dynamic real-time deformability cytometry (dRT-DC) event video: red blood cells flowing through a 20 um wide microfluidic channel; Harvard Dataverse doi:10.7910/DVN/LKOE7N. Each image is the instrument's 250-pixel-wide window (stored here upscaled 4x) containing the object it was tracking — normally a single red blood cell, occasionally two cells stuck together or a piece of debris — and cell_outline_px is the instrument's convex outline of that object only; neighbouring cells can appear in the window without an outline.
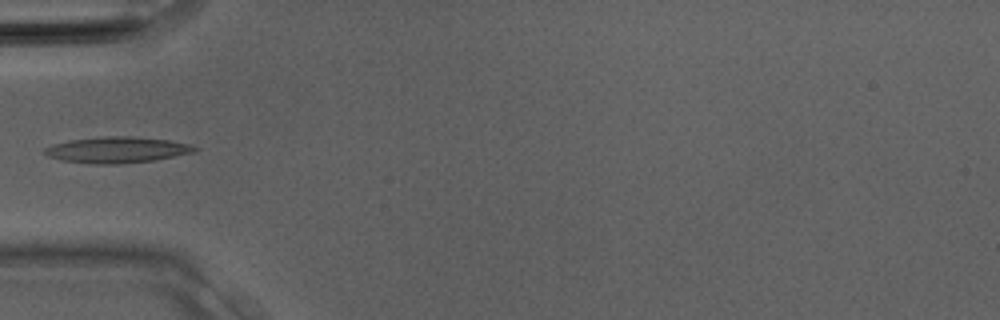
{"species": "Egyptian fruit bat (a non-hibernating species)", "species_latin": "Rousettus aegyptiacus", "temperature_condition": "room temperature", "stored_images_in_passage": 33, "camera_frame_rate_fps": 3000, "um_per_image_px": 0.085, "animal": {"sex": "male"}, "frame": {"image": 1, "passage_image": 11, "time_ms": 3.333, "image_size_px": [1000, 320], "cell_outline_px": [[200, 148], [196, 152], [156, 160], [120, 164], [92, 164], [60, 160], [48, 156], [44, 152], [44, 148], [52, 144], [68, 140], [100, 136], [128, 136], [168, 140], [188, 144]], "centroid_in_image_um": [9.93, 12.74], "position_along_channel_um": 75.1, "area_um2": 23.0}}
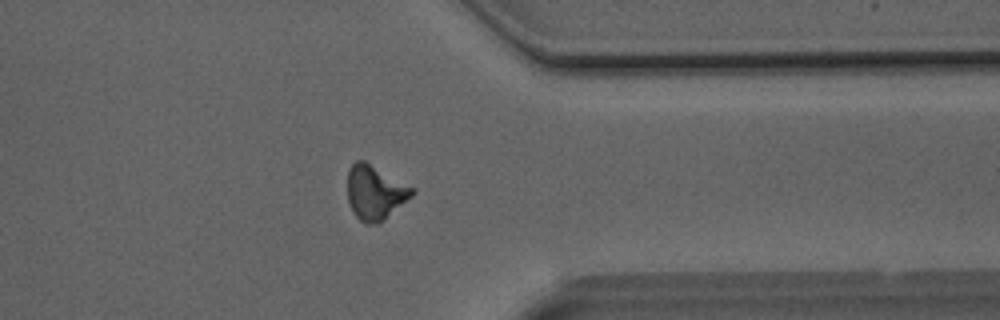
{"frame": {"image": 2, "passage_image": 26, "time_ms": 8.333, "image_size_px": [1000, 320], "cell_outline_px": [[416, 192], [412, 196], [384, 220], [376, 224], [364, 224], [352, 212], [348, 200], [348, 168], [356, 160], [364, 160], [416, 188]], "centroid_in_image_um": [31.89, 16.36], "position_along_channel_um": 379.5, "area_um2": 20.69}}
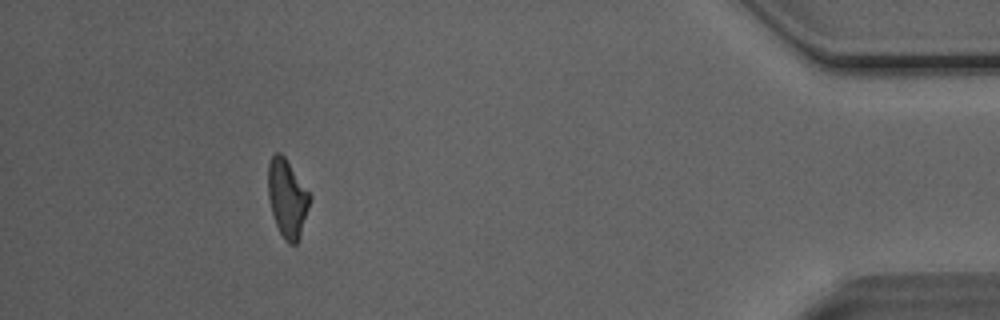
{"frame": {"image": 3, "passage_image": 30, "time_ms": 9.667, "image_size_px": [1000, 320], "cell_outline_px": [[312, 200], [300, 236], [296, 244], [288, 244], [284, 240], [276, 224], [272, 212], [268, 196], [268, 164], [272, 156], [276, 152], [280, 152], [284, 156], [312, 196]], "centroid_in_image_um": [24.43, 16.86], "position_along_channel_um": 410.8, "area_um2": 19.02}}